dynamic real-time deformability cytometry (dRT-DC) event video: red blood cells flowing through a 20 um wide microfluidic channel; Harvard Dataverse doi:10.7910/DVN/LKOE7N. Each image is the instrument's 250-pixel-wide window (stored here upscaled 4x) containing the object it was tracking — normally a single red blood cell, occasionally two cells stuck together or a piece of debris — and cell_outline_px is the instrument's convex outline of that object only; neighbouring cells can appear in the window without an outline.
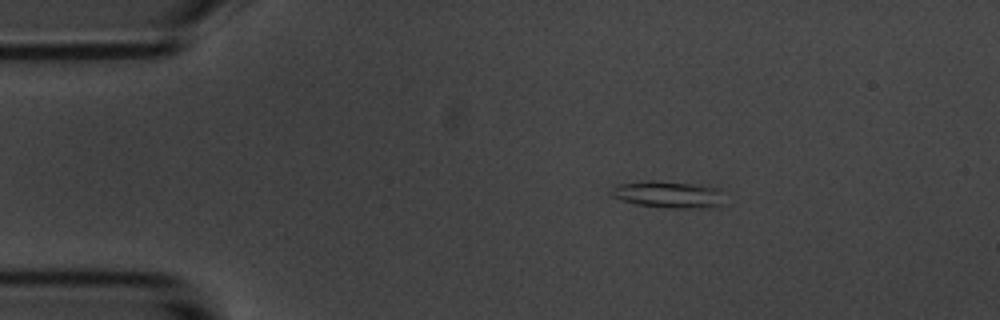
{"species": "common noctule bat (a hibernating species)", "species_latin": "Nyctalus noctula", "temperature_condition": "room temperature", "stored_images_in_passage": 39, "camera_frame_rate_fps": 3000, "um_per_image_px": 0.085, "animal": {"sex": "male", "body_mass_g": 20.1, "forearm_length_mm": 53.5}, "frame": {"image": 1, "passage_image": 1, "time_ms": 0.0, "image_size_px": [1000, 320], "cell_outline_px": [[708, 204], [640, 204], [628, 200], [620, 196], [624, 184], [684, 184], [704, 188]], "centroid_in_image_um": [56.46, 16.5], "position_along_channel_um": 28.5, "area_um2": 11.39}}
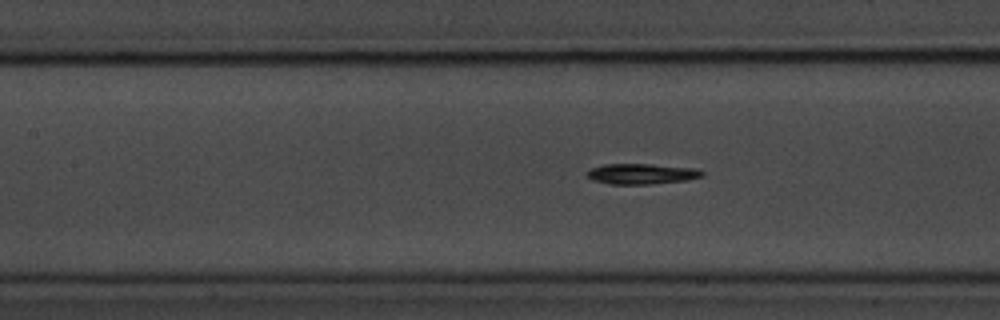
{"frame": {"image": 2, "passage_image": 16, "time_ms": 5.0, "image_size_px": [1000, 320], "cell_outline_px": [[700, 176], [680, 180], [644, 184], [612, 184], [596, 180], [588, 176], [588, 172], [592, 168], [608, 164], [644, 164], [688, 168], [700, 172]], "centroid_in_image_um": [54.4, 14.77], "position_along_channel_um": 153.0, "area_um2": 12.66}}
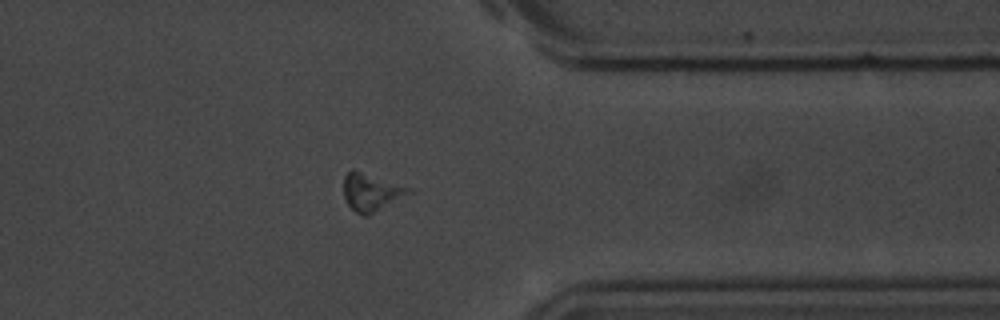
{"frame": {"image": 3, "passage_image": 36, "time_ms": 11.667, "image_size_px": [1000, 320], "cell_outline_px": [[400, 188], [392, 196], [372, 212], [356, 212], [348, 204], [344, 196], [344, 180], [348, 172], [356, 172]], "centroid_in_image_um": [31.14, 16.34], "position_along_channel_um": 380.3, "area_um2": 10.64}, "authors_computed_cell_mechanics": {"area_um2": 12.3114, "velocity_mm_per_s": 3.5323, "shape_relaxation_time_tau1_ms": null, "shape_relaxation_time_tau2_ms": 3.9934, "deformation_change_tau1": null, "deformation_change_tau2": 0.1026}}